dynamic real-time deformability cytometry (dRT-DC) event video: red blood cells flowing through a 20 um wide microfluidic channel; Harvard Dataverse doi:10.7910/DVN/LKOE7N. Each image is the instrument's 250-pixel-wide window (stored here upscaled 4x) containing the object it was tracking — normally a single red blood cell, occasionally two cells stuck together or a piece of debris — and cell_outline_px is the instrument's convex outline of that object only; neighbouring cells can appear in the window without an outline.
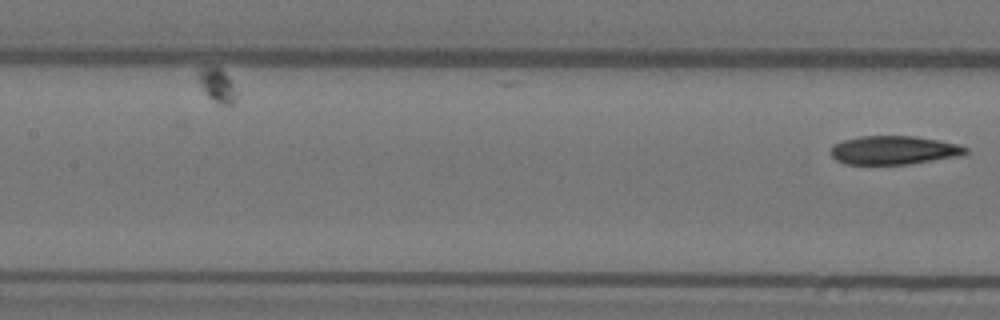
{"species": "Egyptian fruit bat (a non-hibernating species)", "species_latin": "Rousettus aegyptiacus", "temperature_condition": "warm", "stored_images_in_passage": 16, "camera_frame_rate_fps": 3000, "um_per_image_px": 0.085, "animal": {"sex": "female"}, "frame": {"image": 1, "passage_image": 16, "time_ms": 5.0, "image_size_px": [1000, 320], "cell_outline_px": [[968, 152], [960, 156], [912, 164], [844, 164], [836, 160], [828, 152], [832, 144], [844, 140], [860, 136], [912, 136], [940, 140], [956, 144], [968, 148]], "centroid_in_image_um": [75.95, 12.77], "position_along_channel_um": 131.5, "area_um2": 22.72}}